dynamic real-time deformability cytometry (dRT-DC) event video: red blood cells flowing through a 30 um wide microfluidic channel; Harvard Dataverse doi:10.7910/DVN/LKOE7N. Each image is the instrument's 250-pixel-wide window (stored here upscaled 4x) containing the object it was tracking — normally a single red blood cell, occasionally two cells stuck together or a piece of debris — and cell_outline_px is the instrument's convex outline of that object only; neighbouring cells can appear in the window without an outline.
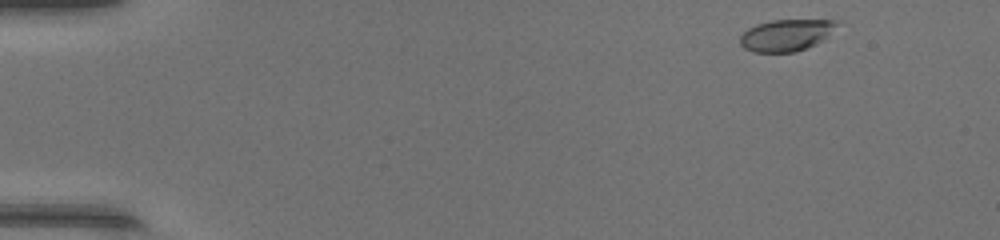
{"species": "common noctule bat (a hibernating species)", "species_latin": "Nyctalus noctula", "temperature_condition": "warm", "stored_images_in_passage": 45, "camera_frame_rate_fps": 3000, "um_per_image_px": 0.085, "animal": {"sex": "female", "body_mass_g": 17.0, "forearm_length_mm": 48.0}, "frame": {"image": 1, "passage_image": 2, "time_ms": 0.333, "image_size_px": [1000, 240], "cell_outline_px": [[836, 24], [824, 40], [816, 44], [796, 52], [752, 52], [744, 48], [740, 44], [740, 36], [748, 28], [756, 24], [772, 20], [836, 20]], "centroid_in_image_um": [66.78, 3.0], "position_along_channel_um": 18.2, "area_um2": 17.74}}
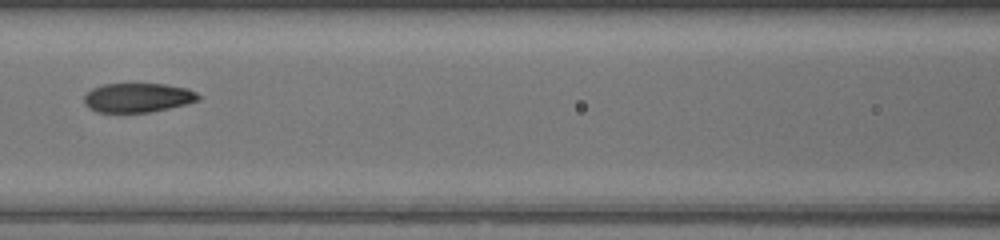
{"frame": {"image": 2, "passage_image": 20, "time_ms": 6.333, "image_size_px": [1000, 240], "cell_outline_px": [[200, 100], [168, 108], [148, 112], [96, 112], [88, 108], [84, 104], [84, 96], [92, 88], [104, 84], [164, 84], [188, 88], [196, 92], [200, 96]], "centroid_in_image_um": [11.69, 8.3], "position_along_channel_um": 154.9, "area_um2": 19.42}}
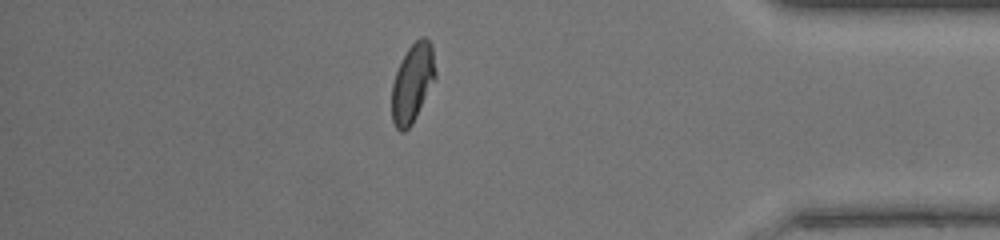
{"frame": {"image": 3, "passage_image": 39, "time_ms": 12.667, "image_size_px": [1000, 240], "cell_outline_px": [[436, 80], [412, 124], [404, 132], [400, 132], [396, 128], [392, 120], [392, 84], [396, 72], [408, 48], [420, 36], [424, 36], [432, 44], [436, 72]], "centroid_in_image_um": [35.09, 7.06], "position_along_channel_um": 400.1, "area_um2": 20.11}, "authors_computed_cell_mechanics": {"area_um2": 20.1144, "velocity_mm_per_s": 4.3839, "shape_relaxation_time_tau1_ms": 5.7848, "shape_relaxation_time_tau2_ms": 1.4048, "deformation_change_tau1": 0.2245, "deformation_change_tau2": 0.0599}}